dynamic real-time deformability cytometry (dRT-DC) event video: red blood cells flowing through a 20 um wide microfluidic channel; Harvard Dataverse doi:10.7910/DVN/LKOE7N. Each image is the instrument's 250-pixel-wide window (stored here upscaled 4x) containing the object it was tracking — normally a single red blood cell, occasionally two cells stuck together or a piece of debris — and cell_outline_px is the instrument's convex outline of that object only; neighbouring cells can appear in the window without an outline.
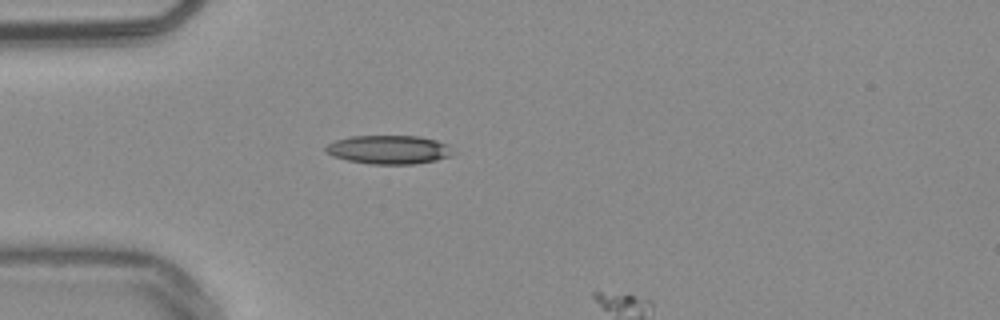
{"species": "common noctule bat (a hibernating species)", "species_latin": "Nyctalus noctula", "temperature_condition": "warm", "stored_images_in_passage": 3, "camera_frame_rate_fps": 3000, "um_per_image_px": 0.085, "animal": {"sex": "male", "body_mass_g": 20.4}, "frame": {"image": 1, "passage_image": 1, "time_ms": 0.0, "image_size_px": [1000, 320], "cell_outline_px": [[448, 156], [436, 160], [412, 164], [368, 164], [348, 160], [332, 156], [324, 152], [324, 148], [328, 144], [336, 140], [352, 136], [420, 136], [436, 140], [448, 144]], "centroid_in_image_um": [32.96, 12.72], "position_along_channel_um": 52.0, "area_um2": 21.04}}